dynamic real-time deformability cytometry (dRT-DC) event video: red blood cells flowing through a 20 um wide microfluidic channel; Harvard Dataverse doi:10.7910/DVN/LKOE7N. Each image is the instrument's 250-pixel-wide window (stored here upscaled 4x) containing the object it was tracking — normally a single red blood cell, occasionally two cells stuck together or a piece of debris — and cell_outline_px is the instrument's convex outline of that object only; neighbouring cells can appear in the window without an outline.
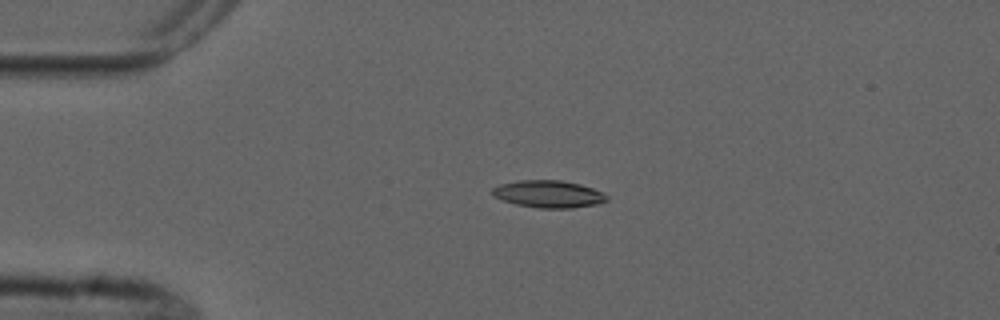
{"species": "common noctule bat (a hibernating species)", "species_latin": "Nyctalus noctula", "temperature_condition": "cold", "stored_images_in_passage": 5, "camera_frame_rate_fps": 3000, "um_per_image_px": 0.085, "animal": {"sex": "male", "forearm_length_mm": 52.5}, "frame": {"image": 1, "passage_image": 4, "time_ms": 3.667, "image_size_px": [1000, 320], "cell_outline_px": [[608, 200], [596, 204], [572, 208], [540, 208], [516, 204], [492, 196], [492, 188], [500, 184], [520, 180], [560, 180], [580, 184], [604, 192], [608, 196]], "centroid_in_image_um": [46.64, 16.49], "position_along_channel_um": 38.4, "area_um2": 18.15}}